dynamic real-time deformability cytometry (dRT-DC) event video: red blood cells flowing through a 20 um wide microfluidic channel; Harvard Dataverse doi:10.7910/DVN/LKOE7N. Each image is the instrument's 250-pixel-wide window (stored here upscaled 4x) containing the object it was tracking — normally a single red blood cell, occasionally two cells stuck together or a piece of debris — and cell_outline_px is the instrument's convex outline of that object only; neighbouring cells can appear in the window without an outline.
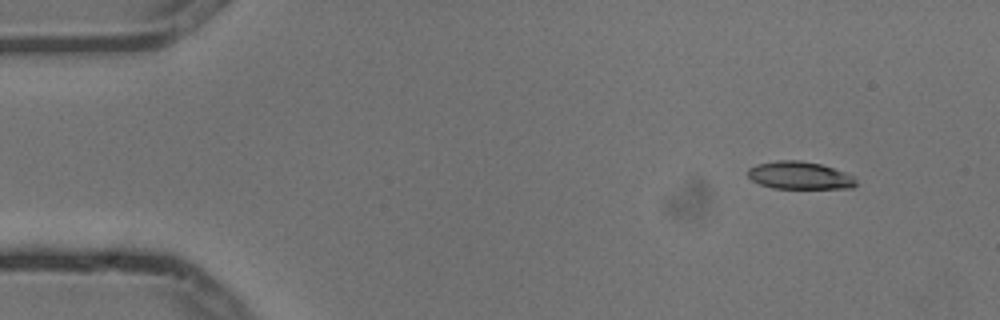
{"species": "common noctule bat (a hibernating species)", "species_latin": "Nyctalus noctula", "temperature_condition": "cold", "stored_images_in_passage": 5, "camera_frame_rate_fps": 3000, "um_per_image_px": 0.085, "animal": {"sex": "male", "body_mass_g": 13.3}, "frame": {"image": 1, "passage_image": 1, "time_ms": 0.0, "image_size_px": [1000, 320], "cell_outline_px": [[856, 184], [852, 188], [772, 188], [760, 184], [752, 180], [748, 176], [748, 168], [756, 164], [776, 160], [800, 160], [820, 164], [844, 172], [852, 176], [856, 180]], "centroid_in_image_um": [67.93, 14.9], "position_along_channel_um": 17.1, "area_um2": 17.34}}
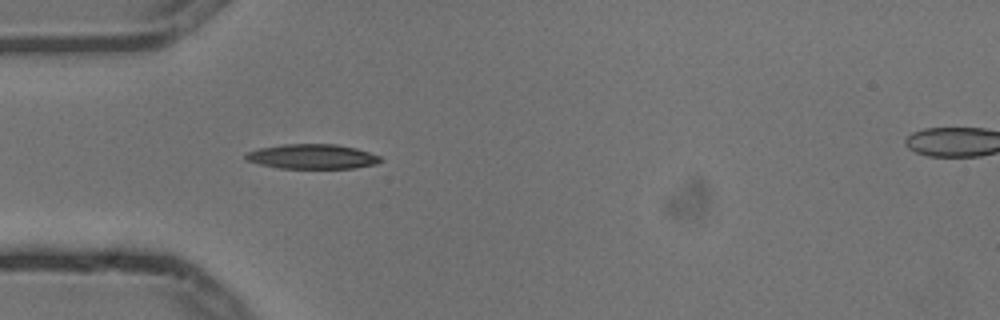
{"frame": {"image": 2, "passage_image": 4, "time_ms": 1.0, "image_size_px": [1000, 320], "cell_outline_px": [[384, 160], [376, 164], [356, 168], [280, 168], [260, 164], [244, 160], [244, 156], [248, 152], [260, 148], [284, 144], [336, 144], [356, 148], [380, 156]], "centroid_in_image_um": [26.56, 13.31], "position_along_channel_um": 58.4, "area_um2": 19.42}}